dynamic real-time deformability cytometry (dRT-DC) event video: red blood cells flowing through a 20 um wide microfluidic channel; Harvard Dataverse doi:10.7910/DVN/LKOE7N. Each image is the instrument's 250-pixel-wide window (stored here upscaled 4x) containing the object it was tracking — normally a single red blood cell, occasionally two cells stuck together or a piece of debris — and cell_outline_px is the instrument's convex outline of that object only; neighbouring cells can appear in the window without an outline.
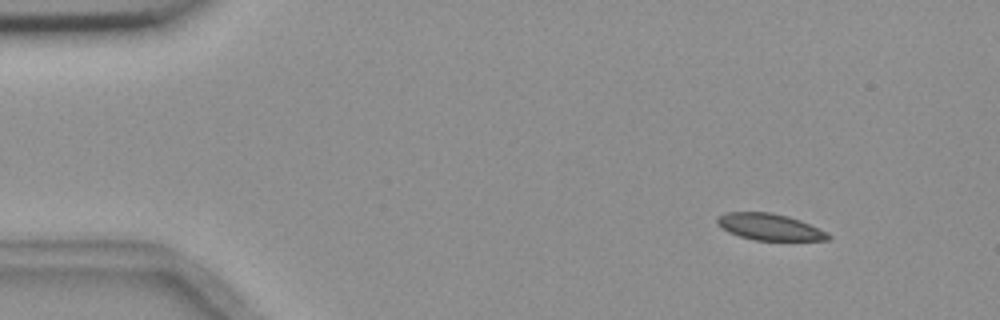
{"species": "common noctule bat (a hibernating species)", "species_latin": "Nyctalus noctula", "temperature_condition": "room temperature", "stored_images_in_passage": 4, "camera_frame_rate_fps": 3000, "um_per_image_px": 0.085, "animal": {"sex": "female", "body_mass_g": 18.4}, "frame": {"image": 1, "passage_image": 1, "time_ms": 0.0, "image_size_px": [1000, 320], "cell_outline_px": [[832, 236], [828, 240], [756, 240], [740, 236], [728, 232], [720, 228], [716, 224], [716, 220], [720, 216], [728, 212], [768, 212], [788, 216], [800, 220]], "centroid_in_image_um": [65.36, 19.29], "position_along_channel_um": 19.6, "area_um2": 16.88}}
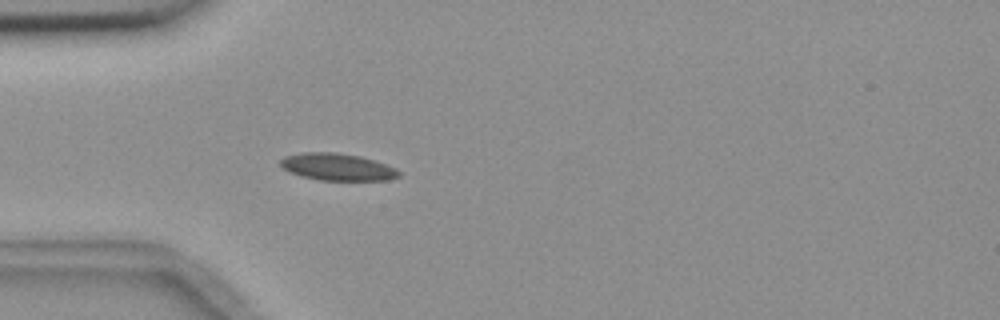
{"frame": {"image": 2, "passage_image": 4, "time_ms": 3.333, "image_size_px": [1000, 320], "cell_outline_px": [[400, 176], [388, 180], [320, 180], [300, 176], [288, 172], [280, 164], [280, 160], [284, 156], [304, 152], [336, 152], [360, 156], [396, 168], [400, 172]], "centroid_in_image_um": [28.65, 14.19], "position_along_channel_um": 56.3, "area_um2": 18.67}}